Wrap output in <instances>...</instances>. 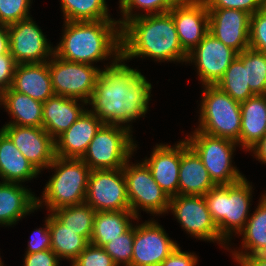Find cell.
<instances>
[{
	"label": "cell",
	"mask_w": 266,
	"mask_h": 266,
	"mask_svg": "<svg viewBox=\"0 0 266 266\" xmlns=\"http://www.w3.org/2000/svg\"><path fill=\"white\" fill-rule=\"evenodd\" d=\"M109 63L101 71L87 102L93 108L89 111L104 124L122 126L132 132L129 123L145 117L149 109L152 85L122 58Z\"/></svg>",
	"instance_id": "1"
},
{
	"label": "cell",
	"mask_w": 266,
	"mask_h": 266,
	"mask_svg": "<svg viewBox=\"0 0 266 266\" xmlns=\"http://www.w3.org/2000/svg\"><path fill=\"white\" fill-rule=\"evenodd\" d=\"M135 57H149L158 62H187L188 54L181 47L169 12L142 15L121 27V58L127 61Z\"/></svg>",
	"instance_id": "2"
},
{
	"label": "cell",
	"mask_w": 266,
	"mask_h": 266,
	"mask_svg": "<svg viewBox=\"0 0 266 266\" xmlns=\"http://www.w3.org/2000/svg\"><path fill=\"white\" fill-rule=\"evenodd\" d=\"M63 35L54 54L66 61L93 65L121 58L118 20L64 21Z\"/></svg>",
	"instance_id": "3"
},
{
	"label": "cell",
	"mask_w": 266,
	"mask_h": 266,
	"mask_svg": "<svg viewBox=\"0 0 266 266\" xmlns=\"http://www.w3.org/2000/svg\"><path fill=\"white\" fill-rule=\"evenodd\" d=\"M47 169H54L55 172L45 185L42 198H36L37 209L45 205L52 213L85 202L91 169L82 159L55 156Z\"/></svg>",
	"instance_id": "4"
},
{
	"label": "cell",
	"mask_w": 266,
	"mask_h": 266,
	"mask_svg": "<svg viewBox=\"0 0 266 266\" xmlns=\"http://www.w3.org/2000/svg\"><path fill=\"white\" fill-rule=\"evenodd\" d=\"M252 188L244 177L231 185H216L204 195L212 220L227 243L233 232L238 235L244 229L250 217Z\"/></svg>",
	"instance_id": "5"
},
{
	"label": "cell",
	"mask_w": 266,
	"mask_h": 266,
	"mask_svg": "<svg viewBox=\"0 0 266 266\" xmlns=\"http://www.w3.org/2000/svg\"><path fill=\"white\" fill-rule=\"evenodd\" d=\"M199 125L196 130L236 142L241 131L240 102L216 85L203 86Z\"/></svg>",
	"instance_id": "6"
},
{
	"label": "cell",
	"mask_w": 266,
	"mask_h": 266,
	"mask_svg": "<svg viewBox=\"0 0 266 266\" xmlns=\"http://www.w3.org/2000/svg\"><path fill=\"white\" fill-rule=\"evenodd\" d=\"M134 141L127 128L103 124L81 159L91 170L123 168L136 151Z\"/></svg>",
	"instance_id": "7"
},
{
	"label": "cell",
	"mask_w": 266,
	"mask_h": 266,
	"mask_svg": "<svg viewBox=\"0 0 266 266\" xmlns=\"http://www.w3.org/2000/svg\"><path fill=\"white\" fill-rule=\"evenodd\" d=\"M192 133L186 137L187 144L199 156L216 185H231L245 177L232 165L236 142L196 129Z\"/></svg>",
	"instance_id": "8"
},
{
	"label": "cell",
	"mask_w": 266,
	"mask_h": 266,
	"mask_svg": "<svg viewBox=\"0 0 266 266\" xmlns=\"http://www.w3.org/2000/svg\"><path fill=\"white\" fill-rule=\"evenodd\" d=\"M126 162L123 174L126 180L127 196L130 203V211L139 218V211L150 214L162 215L168 212L170 198L155 182L150 169L142 161L137 164Z\"/></svg>",
	"instance_id": "9"
},
{
	"label": "cell",
	"mask_w": 266,
	"mask_h": 266,
	"mask_svg": "<svg viewBox=\"0 0 266 266\" xmlns=\"http://www.w3.org/2000/svg\"><path fill=\"white\" fill-rule=\"evenodd\" d=\"M55 95L88 102L101 69L90 64L63 60L55 54L48 61Z\"/></svg>",
	"instance_id": "10"
},
{
	"label": "cell",
	"mask_w": 266,
	"mask_h": 266,
	"mask_svg": "<svg viewBox=\"0 0 266 266\" xmlns=\"http://www.w3.org/2000/svg\"><path fill=\"white\" fill-rule=\"evenodd\" d=\"M178 222L190 236L199 240L212 241L230 250L227 243L219 234L212 220L204 196L177 195L170 198L169 209ZM227 245V246H226Z\"/></svg>",
	"instance_id": "11"
},
{
	"label": "cell",
	"mask_w": 266,
	"mask_h": 266,
	"mask_svg": "<svg viewBox=\"0 0 266 266\" xmlns=\"http://www.w3.org/2000/svg\"><path fill=\"white\" fill-rule=\"evenodd\" d=\"M85 203L96 212L130 211L123 169L91 170Z\"/></svg>",
	"instance_id": "12"
},
{
	"label": "cell",
	"mask_w": 266,
	"mask_h": 266,
	"mask_svg": "<svg viewBox=\"0 0 266 266\" xmlns=\"http://www.w3.org/2000/svg\"><path fill=\"white\" fill-rule=\"evenodd\" d=\"M35 22L28 17L8 25L9 52L17 64L44 63L54 54V47Z\"/></svg>",
	"instance_id": "13"
},
{
	"label": "cell",
	"mask_w": 266,
	"mask_h": 266,
	"mask_svg": "<svg viewBox=\"0 0 266 266\" xmlns=\"http://www.w3.org/2000/svg\"><path fill=\"white\" fill-rule=\"evenodd\" d=\"M236 56L235 50L208 32L188 53L187 62L194 63L203 86L216 85Z\"/></svg>",
	"instance_id": "14"
},
{
	"label": "cell",
	"mask_w": 266,
	"mask_h": 266,
	"mask_svg": "<svg viewBox=\"0 0 266 266\" xmlns=\"http://www.w3.org/2000/svg\"><path fill=\"white\" fill-rule=\"evenodd\" d=\"M177 246L156 220L135 225L131 266H160Z\"/></svg>",
	"instance_id": "15"
},
{
	"label": "cell",
	"mask_w": 266,
	"mask_h": 266,
	"mask_svg": "<svg viewBox=\"0 0 266 266\" xmlns=\"http://www.w3.org/2000/svg\"><path fill=\"white\" fill-rule=\"evenodd\" d=\"M0 129L39 172L52 164L55 142L43 127L5 124Z\"/></svg>",
	"instance_id": "16"
},
{
	"label": "cell",
	"mask_w": 266,
	"mask_h": 266,
	"mask_svg": "<svg viewBox=\"0 0 266 266\" xmlns=\"http://www.w3.org/2000/svg\"><path fill=\"white\" fill-rule=\"evenodd\" d=\"M169 13L181 43L188 54L209 32L208 9L203 0H181Z\"/></svg>",
	"instance_id": "17"
},
{
	"label": "cell",
	"mask_w": 266,
	"mask_h": 266,
	"mask_svg": "<svg viewBox=\"0 0 266 266\" xmlns=\"http://www.w3.org/2000/svg\"><path fill=\"white\" fill-rule=\"evenodd\" d=\"M207 9L209 33L237 53L249 48L251 14L236 9Z\"/></svg>",
	"instance_id": "18"
},
{
	"label": "cell",
	"mask_w": 266,
	"mask_h": 266,
	"mask_svg": "<svg viewBox=\"0 0 266 266\" xmlns=\"http://www.w3.org/2000/svg\"><path fill=\"white\" fill-rule=\"evenodd\" d=\"M151 153L150 158L143 162L150 169L153 179L169 198L179 195L181 141L174 146L157 144Z\"/></svg>",
	"instance_id": "19"
},
{
	"label": "cell",
	"mask_w": 266,
	"mask_h": 266,
	"mask_svg": "<svg viewBox=\"0 0 266 266\" xmlns=\"http://www.w3.org/2000/svg\"><path fill=\"white\" fill-rule=\"evenodd\" d=\"M104 123L87 110L55 142V156L81 159Z\"/></svg>",
	"instance_id": "20"
},
{
	"label": "cell",
	"mask_w": 266,
	"mask_h": 266,
	"mask_svg": "<svg viewBox=\"0 0 266 266\" xmlns=\"http://www.w3.org/2000/svg\"><path fill=\"white\" fill-rule=\"evenodd\" d=\"M84 105L87 102L76 98L60 95L48 98L43 103L42 127L55 140L87 110Z\"/></svg>",
	"instance_id": "21"
},
{
	"label": "cell",
	"mask_w": 266,
	"mask_h": 266,
	"mask_svg": "<svg viewBox=\"0 0 266 266\" xmlns=\"http://www.w3.org/2000/svg\"><path fill=\"white\" fill-rule=\"evenodd\" d=\"M216 184L212 181L199 156L181 141V161L179 168V195L207 194Z\"/></svg>",
	"instance_id": "22"
},
{
	"label": "cell",
	"mask_w": 266,
	"mask_h": 266,
	"mask_svg": "<svg viewBox=\"0 0 266 266\" xmlns=\"http://www.w3.org/2000/svg\"><path fill=\"white\" fill-rule=\"evenodd\" d=\"M11 88L42 103L54 96L48 61L17 64Z\"/></svg>",
	"instance_id": "23"
},
{
	"label": "cell",
	"mask_w": 266,
	"mask_h": 266,
	"mask_svg": "<svg viewBox=\"0 0 266 266\" xmlns=\"http://www.w3.org/2000/svg\"><path fill=\"white\" fill-rule=\"evenodd\" d=\"M36 198L21 183L0 182V225H15L37 210Z\"/></svg>",
	"instance_id": "24"
},
{
	"label": "cell",
	"mask_w": 266,
	"mask_h": 266,
	"mask_svg": "<svg viewBox=\"0 0 266 266\" xmlns=\"http://www.w3.org/2000/svg\"><path fill=\"white\" fill-rule=\"evenodd\" d=\"M239 146L248 151L266 134V95H254L240 102Z\"/></svg>",
	"instance_id": "25"
},
{
	"label": "cell",
	"mask_w": 266,
	"mask_h": 266,
	"mask_svg": "<svg viewBox=\"0 0 266 266\" xmlns=\"http://www.w3.org/2000/svg\"><path fill=\"white\" fill-rule=\"evenodd\" d=\"M40 172L22 155L12 140L0 129V179L22 183L38 177Z\"/></svg>",
	"instance_id": "26"
},
{
	"label": "cell",
	"mask_w": 266,
	"mask_h": 266,
	"mask_svg": "<svg viewBox=\"0 0 266 266\" xmlns=\"http://www.w3.org/2000/svg\"><path fill=\"white\" fill-rule=\"evenodd\" d=\"M0 105L12 116L7 124L42 127L43 103L11 87L1 93Z\"/></svg>",
	"instance_id": "27"
},
{
	"label": "cell",
	"mask_w": 266,
	"mask_h": 266,
	"mask_svg": "<svg viewBox=\"0 0 266 266\" xmlns=\"http://www.w3.org/2000/svg\"><path fill=\"white\" fill-rule=\"evenodd\" d=\"M261 200L253 214L248 218L244 229L239 233L243 235V250H232V256H252L266 254V198L261 195ZM249 250V251H248Z\"/></svg>",
	"instance_id": "28"
},
{
	"label": "cell",
	"mask_w": 266,
	"mask_h": 266,
	"mask_svg": "<svg viewBox=\"0 0 266 266\" xmlns=\"http://www.w3.org/2000/svg\"><path fill=\"white\" fill-rule=\"evenodd\" d=\"M132 219L139 220L140 218H137L131 211L96 212L90 243L103 247L126 232L133 225Z\"/></svg>",
	"instance_id": "29"
},
{
	"label": "cell",
	"mask_w": 266,
	"mask_h": 266,
	"mask_svg": "<svg viewBox=\"0 0 266 266\" xmlns=\"http://www.w3.org/2000/svg\"><path fill=\"white\" fill-rule=\"evenodd\" d=\"M48 221L51 250L61 261L63 258L72 263L90 242L84 236L63 225L52 213L48 214Z\"/></svg>",
	"instance_id": "30"
},
{
	"label": "cell",
	"mask_w": 266,
	"mask_h": 266,
	"mask_svg": "<svg viewBox=\"0 0 266 266\" xmlns=\"http://www.w3.org/2000/svg\"><path fill=\"white\" fill-rule=\"evenodd\" d=\"M64 21L114 20L106 0H61Z\"/></svg>",
	"instance_id": "31"
},
{
	"label": "cell",
	"mask_w": 266,
	"mask_h": 266,
	"mask_svg": "<svg viewBox=\"0 0 266 266\" xmlns=\"http://www.w3.org/2000/svg\"><path fill=\"white\" fill-rule=\"evenodd\" d=\"M52 214L65 226L84 236L89 242L93 232L96 211L88 204L81 203L57 209Z\"/></svg>",
	"instance_id": "32"
},
{
	"label": "cell",
	"mask_w": 266,
	"mask_h": 266,
	"mask_svg": "<svg viewBox=\"0 0 266 266\" xmlns=\"http://www.w3.org/2000/svg\"><path fill=\"white\" fill-rule=\"evenodd\" d=\"M216 86L238 102L246 101L254 96L247 83L246 67L237 56Z\"/></svg>",
	"instance_id": "33"
},
{
	"label": "cell",
	"mask_w": 266,
	"mask_h": 266,
	"mask_svg": "<svg viewBox=\"0 0 266 266\" xmlns=\"http://www.w3.org/2000/svg\"><path fill=\"white\" fill-rule=\"evenodd\" d=\"M237 57L246 67L247 83L254 95H266V53L250 47Z\"/></svg>",
	"instance_id": "34"
},
{
	"label": "cell",
	"mask_w": 266,
	"mask_h": 266,
	"mask_svg": "<svg viewBox=\"0 0 266 266\" xmlns=\"http://www.w3.org/2000/svg\"><path fill=\"white\" fill-rule=\"evenodd\" d=\"M181 0H119V8L121 10L122 20H118L122 27L128 20L142 16L162 14L169 12ZM134 8L146 11L145 14L134 13Z\"/></svg>",
	"instance_id": "35"
},
{
	"label": "cell",
	"mask_w": 266,
	"mask_h": 266,
	"mask_svg": "<svg viewBox=\"0 0 266 266\" xmlns=\"http://www.w3.org/2000/svg\"><path fill=\"white\" fill-rule=\"evenodd\" d=\"M134 225L126 232L103 246V249L112 257L117 266H131L133 256Z\"/></svg>",
	"instance_id": "36"
},
{
	"label": "cell",
	"mask_w": 266,
	"mask_h": 266,
	"mask_svg": "<svg viewBox=\"0 0 266 266\" xmlns=\"http://www.w3.org/2000/svg\"><path fill=\"white\" fill-rule=\"evenodd\" d=\"M31 0H0V24L11 25L30 16Z\"/></svg>",
	"instance_id": "37"
},
{
	"label": "cell",
	"mask_w": 266,
	"mask_h": 266,
	"mask_svg": "<svg viewBox=\"0 0 266 266\" xmlns=\"http://www.w3.org/2000/svg\"><path fill=\"white\" fill-rule=\"evenodd\" d=\"M70 266H117L112 257L103 249L89 243Z\"/></svg>",
	"instance_id": "38"
},
{
	"label": "cell",
	"mask_w": 266,
	"mask_h": 266,
	"mask_svg": "<svg viewBox=\"0 0 266 266\" xmlns=\"http://www.w3.org/2000/svg\"><path fill=\"white\" fill-rule=\"evenodd\" d=\"M249 47L266 53V10L261 9L251 15Z\"/></svg>",
	"instance_id": "39"
},
{
	"label": "cell",
	"mask_w": 266,
	"mask_h": 266,
	"mask_svg": "<svg viewBox=\"0 0 266 266\" xmlns=\"http://www.w3.org/2000/svg\"><path fill=\"white\" fill-rule=\"evenodd\" d=\"M207 8L236 9L253 15L263 9V0H203Z\"/></svg>",
	"instance_id": "40"
},
{
	"label": "cell",
	"mask_w": 266,
	"mask_h": 266,
	"mask_svg": "<svg viewBox=\"0 0 266 266\" xmlns=\"http://www.w3.org/2000/svg\"><path fill=\"white\" fill-rule=\"evenodd\" d=\"M44 225L45 228L42 227L33 231L31 239L28 242L26 254H31L51 249V233L49 230L48 217L45 219Z\"/></svg>",
	"instance_id": "41"
},
{
	"label": "cell",
	"mask_w": 266,
	"mask_h": 266,
	"mask_svg": "<svg viewBox=\"0 0 266 266\" xmlns=\"http://www.w3.org/2000/svg\"><path fill=\"white\" fill-rule=\"evenodd\" d=\"M16 66L10 52L0 55V93L12 86Z\"/></svg>",
	"instance_id": "42"
},
{
	"label": "cell",
	"mask_w": 266,
	"mask_h": 266,
	"mask_svg": "<svg viewBox=\"0 0 266 266\" xmlns=\"http://www.w3.org/2000/svg\"><path fill=\"white\" fill-rule=\"evenodd\" d=\"M24 256V266H60V259L51 249Z\"/></svg>",
	"instance_id": "43"
},
{
	"label": "cell",
	"mask_w": 266,
	"mask_h": 266,
	"mask_svg": "<svg viewBox=\"0 0 266 266\" xmlns=\"http://www.w3.org/2000/svg\"><path fill=\"white\" fill-rule=\"evenodd\" d=\"M197 263L198 258L196 254L184 252L178 245L160 266H196Z\"/></svg>",
	"instance_id": "44"
},
{
	"label": "cell",
	"mask_w": 266,
	"mask_h": 266,
	"mask_svg": "<svg viewBox=\"0 0 266 266\" xmlns=\"http://www.w3.org/2000/svg\"><path fill=\"white\" fill-rule=\"evenodd\" d=\"M232 257L240 266H266V254Z\"/></svg>",
	"instance_id": "45"
},
{
	"label": "cell",
	"mask_w": 266,
	"mask_h": 266,
	"mask_svg": "<svg viewBox=\"0 0 266 266\" xmlns=\"http://www.w3.org/2000/svg\"><path fill=\"white\" fill-rule=\"evenodd\" d=\"M248 151L252 152L258 161L266 164V134Z\"/></svg>",
	"instance_id": "46"
},
{
	"label": "cell",
	"mask_w": 266,
	"mask_h": 266,
	"mask_svg": "<svg viewBox=\"0 0 266 266\" xmlns=\"http://www.w3.org/2000/svg\"><path fill=\"white\" fill-rule=\"evenodd\" d=\"M9 53V32L7 25L0 24V55Z\"/></svg>",
	"instance_id": "47"
},
{
	"label": "cell",
	"mask_w": 266,
	"mask_h": 266,
	"mask_svg": "<svg viewBox=\"0 0 266 266\" xmlns=\"http://www.w3.org/2000/svg\"><path fill=\"white\" fill-rule=\"evenodd\" d=\"M263 9L266 10V0H263Z\"/></svg>",
	"instance_id": "48"
},
{
	"label": "cell",
	"mask_w": 266,
	"mask_h": 266,
	"mask_svg": "<svg viewBox=\"0 0 266 266\" xmlns=\"http://www.w3.org/2000/svg\"><path fill=\"white\" fill-rule=\"evenodd\" d=\"M4 265V263H3V261L1 260V257H0V266H3Z\"/></svg>",
	"instance_id": "49"
}]
</instances>
